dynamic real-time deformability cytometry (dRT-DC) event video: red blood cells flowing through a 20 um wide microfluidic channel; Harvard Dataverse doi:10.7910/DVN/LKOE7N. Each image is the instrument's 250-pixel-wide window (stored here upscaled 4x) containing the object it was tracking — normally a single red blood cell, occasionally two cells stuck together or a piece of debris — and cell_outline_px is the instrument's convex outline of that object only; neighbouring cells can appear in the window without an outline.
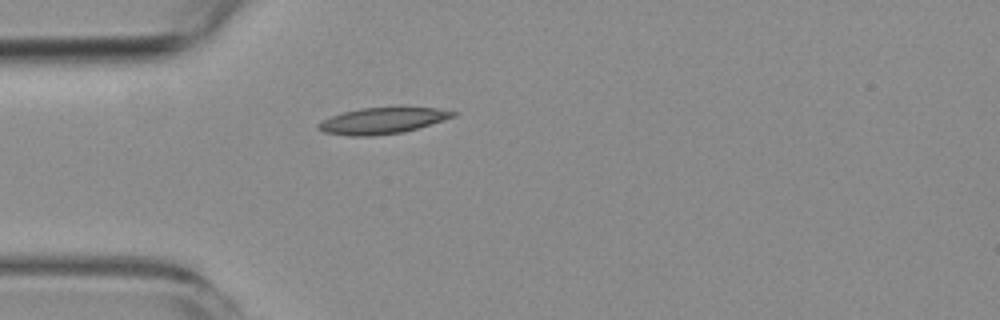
{"species": "common noctule bat (a hibernating species)", "species_latin": "Nyctalus noctula", "temperature_condition": "room temperature", "stored_images_in_passage": 4, "camera_frame_rate_fps": 3000, "um_per_image_px": 0.085, "animal": {"sex": "female", "body_mass_g": 19.3, "forearm_length_mm": 54.1}, "frame": {"image": 1, "passage_image": 4, "time_ms": 3.333, "image_size_px": [1000, 320], "cell_outline_px": [[456, 116], [404, 132], [372, 136], [352, 136], [324, 132], [316, 128], [316, 124], [332, 116], [344, 112], [360, 108], [400, 104], [436, 108], [456, 112]], "centroid_in_image_um": [32.54, 10.21], "position_along_channel_um": 52.5, "area_um2": 21.27}}